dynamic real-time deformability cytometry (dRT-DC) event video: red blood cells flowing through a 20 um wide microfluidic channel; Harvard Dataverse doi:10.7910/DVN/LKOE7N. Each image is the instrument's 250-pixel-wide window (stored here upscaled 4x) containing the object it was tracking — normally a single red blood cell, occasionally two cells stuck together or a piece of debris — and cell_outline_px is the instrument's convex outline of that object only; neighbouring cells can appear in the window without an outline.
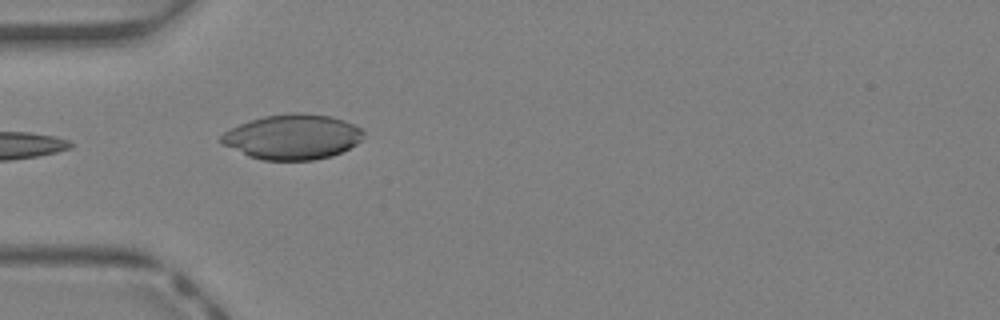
{"species": "Egyptian fruit bat (a non-hibernating species)", "species_latin": "Rousettus aegyptiacus", "temperature_condition": "warm", "stored_images_in_passage": 8, "camera_frame_rate_fps": 3000, "um_per_image_px": 0.085, "animal": {"sex": "female"}, "frame": {"image": 1, "passage_image": 1, "time_ms": 0.0, "image_size_px": [1000, 320], "cell_outline_px": [[364, 132], [360, 140], [356, 144], [332, 156], [312, 160], [264, 160], [248, 156], [220, 144], [220, 136], [224, 132], [240, 124], [264, 116], [292, 112], [304, 112], [332, 116], [344, 120], [360, 128]], "centroid_in_image_um": [24.84, 11.63], "position_along_channel_um": 60.2, "area_um2": 37.34}}